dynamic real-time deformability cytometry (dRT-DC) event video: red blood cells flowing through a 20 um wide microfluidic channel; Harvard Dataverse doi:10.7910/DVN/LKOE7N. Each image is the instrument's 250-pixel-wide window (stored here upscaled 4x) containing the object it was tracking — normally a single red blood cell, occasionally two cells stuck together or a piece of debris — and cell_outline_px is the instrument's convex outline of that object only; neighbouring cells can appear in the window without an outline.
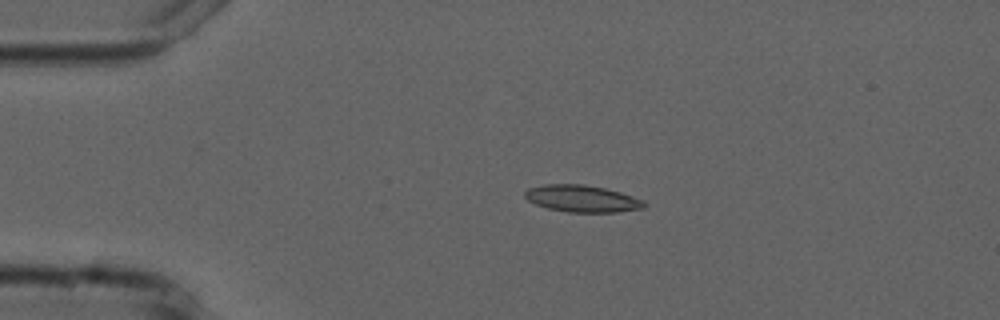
{"species": "common noctule bat (a hibernating species)", "species_latin": "Nyctalus noctula", "temperature_condition": "cold", "stored_images_in_passage": 6, "camera_frame_rate_fps": 3000, "um_per_image_px": 0.085, "animal": {"sex": "male", "forearm_length_mm": 52.5}, "frame": {"image": 1, "passage_image": 4, "time_ms": 3.667, "image_size_px": [1000, 320], "cell_outline_px": [[648, 204], [644, 208], [616, 212], [568, 212], [548, 208], [536, 204], [528, 200], [524, 196], [524, 192], [528, 188], [544, 184], [584, 184], [604, 188], [620, 192], [644, 200]], "centroid_in_image_um": [49.49, 16.88], "position_along_channel_um": 35.5, "area_um2": 18.73}}
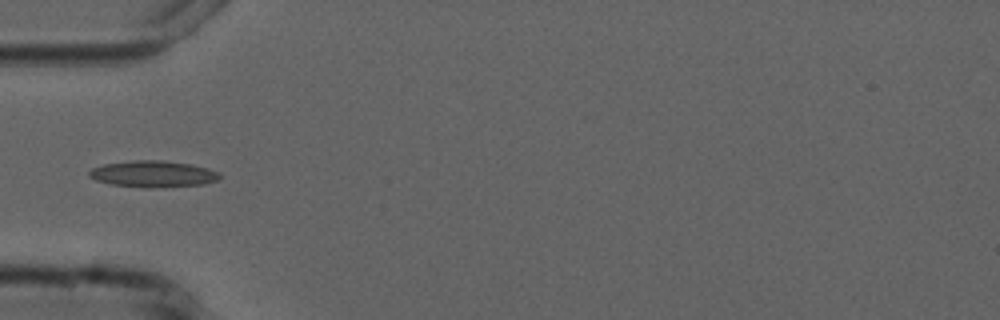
{"frame": {"image": 2, "passage_image": 6, "time_ms": 5.667, "image_size_px": [1000, 320], "cell_outline_px": [[220, 176], [216, 180], [204, 184], [148, 188], [112, 184], [96, 180], [88, 176], [88, 172], [92, 168], [104, 164], [132, 160], [164, 160], [192, 164], [208, 168], [220, 172]], "centroid_in_image_um": [13.01, 14.77], "position_along_channel_um": 72.0, "area_um2": 20.11}}